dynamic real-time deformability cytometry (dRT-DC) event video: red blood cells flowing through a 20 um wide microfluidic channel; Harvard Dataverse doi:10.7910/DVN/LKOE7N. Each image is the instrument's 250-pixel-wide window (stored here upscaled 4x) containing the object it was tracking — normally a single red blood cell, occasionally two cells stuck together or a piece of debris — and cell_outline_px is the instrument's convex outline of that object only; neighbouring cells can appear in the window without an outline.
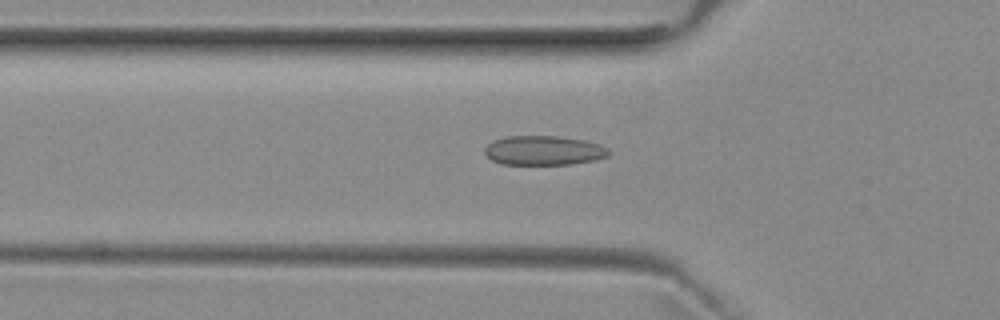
{"species": "common noctule bat (a hibernating species)", "species_latin": "Nyctalus noctula", "temperature_condition": "room temperature", "stored_images_in_passage": 48, "camera_frame_rate_fps": 3000, "um_per_image_px": 0.085, "animal": {"sex": "female", "body_mass_g": 29.2, "forearm_length_mm": 56.3}, "frame": {"image": 1, "passage_image": 13, "time_ms": 4.0, "image_size_px": [1000, 320], "cell_outline_px": [[612, 152], [608, 156], [596, 160], [572, 164], [500, 164], [492, 160], [484, 152], [484, 148], [492, 140], [504, 136], [556, 136], [584, 140], [600, 144], [608, 148]], "centroid_in_image_um": [46.23, 12.78], "position_along_channel_um": 79.6, "area_um2": 21.44}}
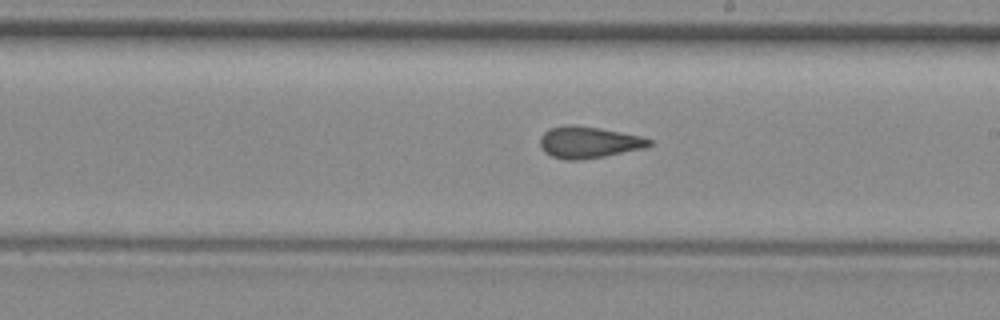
{"frame": {"image": 2, "passage_image": 25, "time_ms": 8.0, "image_size_px": [1000, 320], "cell_outline_px": [[652, 144], [644, 148], [604, 156], [576, 160], [564, 160], [552, 156], [544, 152], [540, 144], [540, 136], [548, 128], [564, 124], [572, 124], [600, 128], [640, 136], [652, 140]], "centroid_in_image_um": [49.99, 12.08], "position_along_channel_um": 239.0, "area_um2": 20.11}}
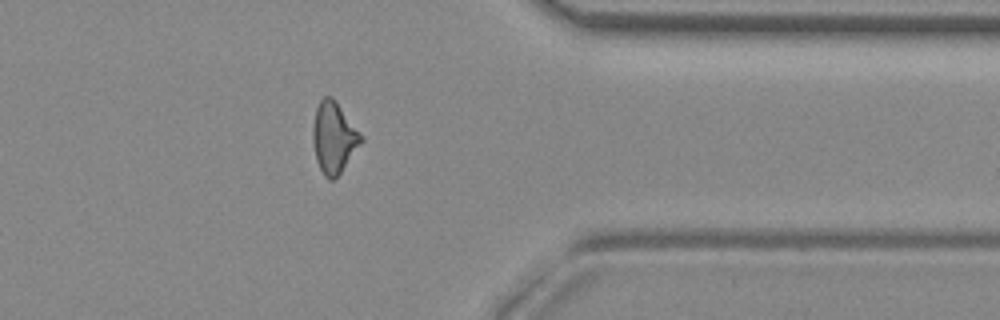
{"frame": {"image": 3, "passage_image": 37, "time_ms": 12.0, "image_size_px": [1000, 320], "cell_outline_px": [[364, 140], [340, 172], [332, 180], [328, 180], [324, 176], [316, 160], [312, 140], [312, 128], [316, 108], [320, 100], [324, 96], [332, 96], [336, 100], [360, 132]], "centroid_in_image_um": [28.36, 11.67], "position_along_channel_um": 383.0, "area_um2": 19.94}, "authors_computed_cell_mechanics": {"area_um2": 19.941, "velocity_mm_per_s": 3.966, "shape_relaxation_time_tau1_ms": null, "shape_relaxation_time_tau2_ms": 2.0851, "deformation_change_tau1": null, "deformation_change_tau2": 0.0799}}